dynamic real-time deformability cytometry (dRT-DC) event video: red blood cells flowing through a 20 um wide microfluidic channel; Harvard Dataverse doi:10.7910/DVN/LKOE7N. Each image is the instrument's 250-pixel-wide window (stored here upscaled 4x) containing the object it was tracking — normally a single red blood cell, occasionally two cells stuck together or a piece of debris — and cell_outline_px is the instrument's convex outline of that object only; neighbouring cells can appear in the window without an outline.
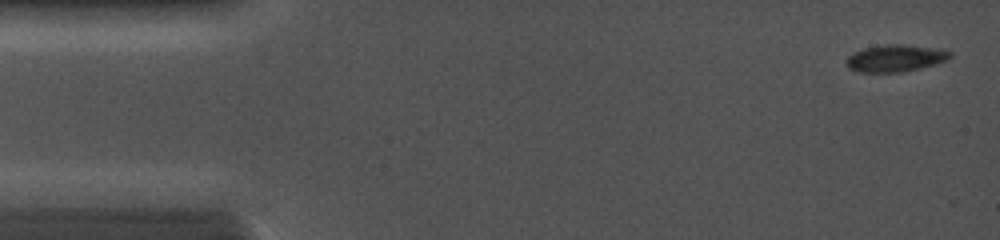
{"species": "common noctule bat (a hibernating species)", "species_latin": "Nyctalus noctula", "temperature_condition": "cold", "stored_images_in_passage": 10, "camera_frame_rate_fps": 5000, "um_per_image_px": 0.085, "animal": {"sex": "female", "body_mass_g": 19.0, "forearm_length_mm": 56.7}, "frame": {"image": 1, "passage_image": 1, "time_ms": 0.0, "image_size_px": [1000, 240], "cell_outline_px": [[952, 56], [948, 60], [920, 68], [900, 72], [860, 72], [848, 68], [848, 56], [852, 52], [864, 48], [884, 44], [904, 44], [940, 48], [952, 52]], "centroid_in_image_um": [76.15, 4.93], "position_along_channel_um": 8.9, "area_um2": 16.42}}
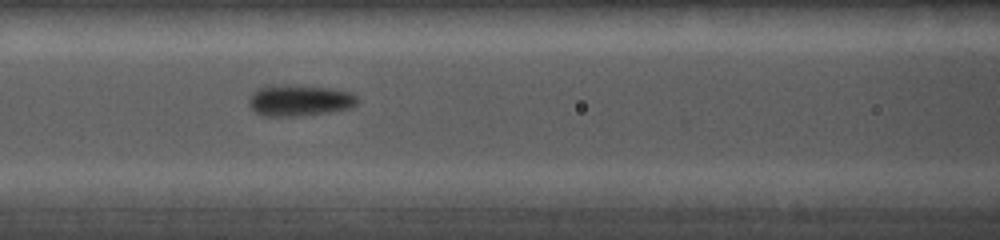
{"frame": {"image": 2, "passage_image": 9, "time_ms": 5.6, "image_size_px": [1000, 240], "cell_outline_px": [[360, 100], [352, 108], [328, 112], [296, 116], [260, 116], [252, 112], [248, 104], [248, 100], [252, 92], [256, 88], [264, 84], [272, 84], [328, 88], [352, 92]], "centroid_in_image_um": [25.38, 8.53], "position_along_channel_um": 141.2, "area_um2": 20.17}}
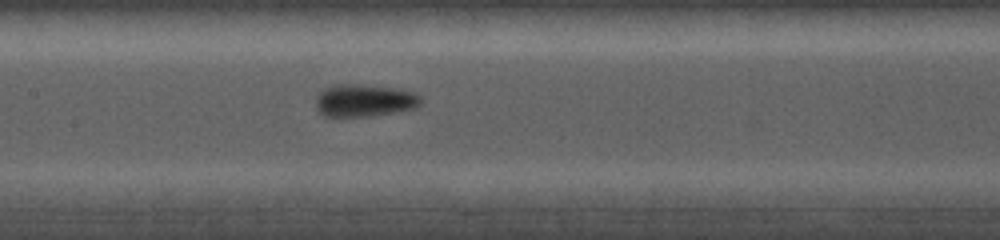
{"frame": {"image": 3, "passage_image": 10, "time_ms": 6.4, "image_size_px": [1000, 240], "cell_outline_px": [[420, 104], [416, 108], [368, 116], [324, 116], [316, 108], [316, 96], [324, 88], [332, 84], [356, 84], [396, 88], [416, 92], [420, 96]], "centroid_in_image_um": [30.95, 8.52], "position_along_channel_um": 176.5, "area_um2": 19.83}}